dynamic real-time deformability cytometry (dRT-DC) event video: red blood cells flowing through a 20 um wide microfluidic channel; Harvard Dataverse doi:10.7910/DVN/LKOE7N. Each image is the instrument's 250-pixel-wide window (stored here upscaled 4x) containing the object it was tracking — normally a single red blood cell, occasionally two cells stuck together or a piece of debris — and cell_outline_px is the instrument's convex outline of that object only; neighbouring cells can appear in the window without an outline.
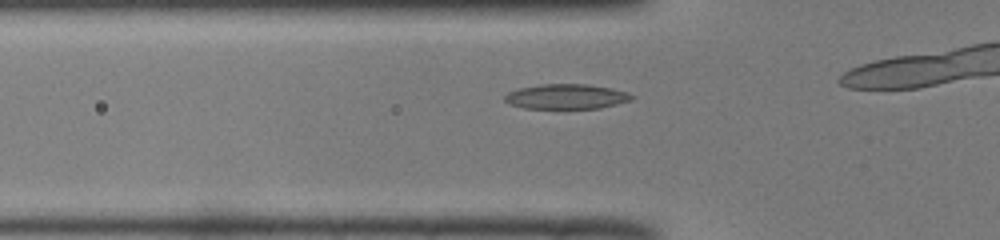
{"species": "common noctule bat (a hibernating species)", "species_latin": "Nyctalus noctula", "temperature_condition": "room temperature", "stored_images_in_passage": 19, "camera_frame_rate_fps": 3000, "um_per_image_px": 0.085, "animal": {"sex": "male", "body_mass_g": 19.0, "forearm_length_mm": 50.8}, "frame": {"image": 1, "passage_image": 4, "time_ms": 1.0, "image_size_px": [1000, 240], "cell_outline_px": [[636, 96], [632, 100], [600, 108], [524, 108], [508, 104], [504, 100], [504, 96], [508, 92], [520, 88], [540, 84], [588, 84], [612, 88], [628, 92]], "centroid_in_image_um": [48.16, 8.2], "position_along_channel_um": 77.6, "area_um2": 18.55}}
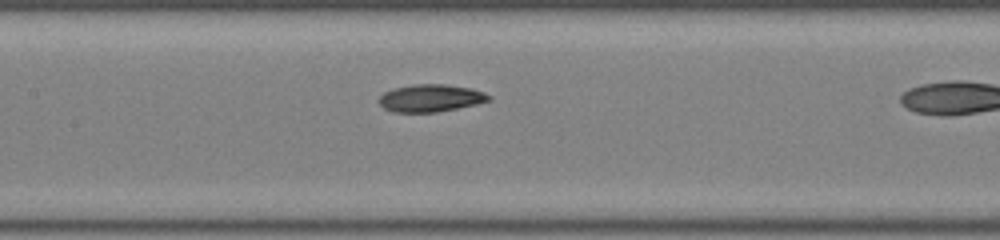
{"frame": {"image": 2, "passage_image": 11, "time_ms": 3.333, "image_size_px": [1000, 240], "cell_outline_px": [[492, 100], [476, 104], [436, 112], [396, 112], [384, 108], [380, 104], [380, 96], [384, 92], [392, 88], [412, 84], [444, 84], [472, 88], [484, 92], [492, 96]], "centroid_in_image_um": [36.63, 8.32], "position_along_channel_um": 170.8, "area_um2": 17.57}}
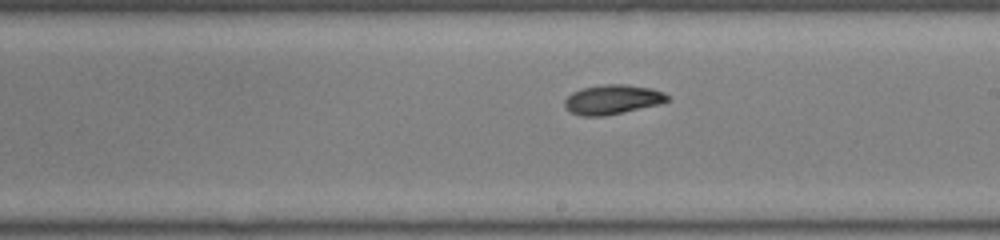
{"frame": {"image": 3, "passage_image": 16, "time_ms": 5.0, "image_size_px": [1000, 240], "cell_outline_px": [[672, 100], [660, 104], [604, 116], [580, 116], [572, 112], [564, 104], [564, 100], [572, 92], [580, 88], [604, 84], [624, 84], [652, 88], [664, 92]], "centroid_in_image_um": [52.09, 8.45], "position_along_channel_um": 236.9, "area_um2": 17.74}}